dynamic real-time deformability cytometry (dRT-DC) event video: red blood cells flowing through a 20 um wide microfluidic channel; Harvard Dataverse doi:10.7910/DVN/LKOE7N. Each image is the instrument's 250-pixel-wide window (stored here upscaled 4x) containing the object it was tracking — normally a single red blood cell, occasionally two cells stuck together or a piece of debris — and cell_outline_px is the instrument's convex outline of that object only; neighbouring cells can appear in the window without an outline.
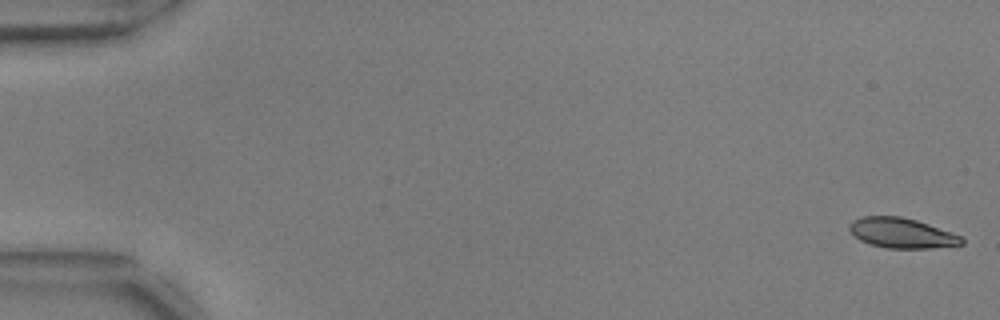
{"species": "common noctule bat (a hibernating species)", "species_latin": "Nyctalus noctula", "temperature_condition": "warm", "stored_images_in_passage": 26, "camera_frame_rate_fps": 3000, "um_per_image_px": 0.085, "animal": {"sex": "male", "body_mass_g": 17.9, "forearm_length_mm": 54.2}, "frame": {"image": 1, "passage_image": 1, "time_ms": 0.0, "image_size_px": [1000, 320], "cell_outline_px": [[964, 244], [928, 248], [888, 248], [872, 244], [860, 240], [848, 228], [848, 224], [852, 220], [864, 216], [900, 216], [916, 220], [928, 224], [960, 236], [964, 240]], "centroid_in_image_um": [76.62, 19.8], "position_along_channel_um": 8.4, "area_um2": 19.36}}
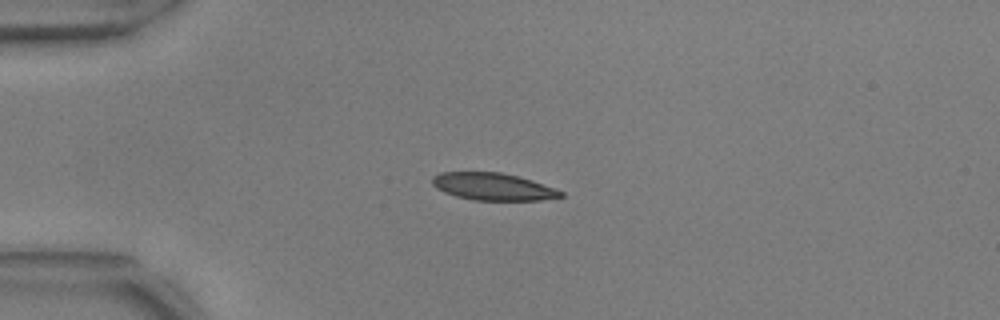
{"frame": {"image": 2, "passage_image": 14, "time_ms": 4.333, "image_size_px": [1000, 320], "cell_outline_px": [[564, 196], [540, 200], [472, 200], [456, 196], [444, 192], [436, 188], [432, 184], [432, 176], [440, 172], [500, 172], [532, 180], [564, 192]], "centroid_in_image_um": [41.87, 15.86], "position_along_channel_um": 43.1, "area_um2": 20.35}}
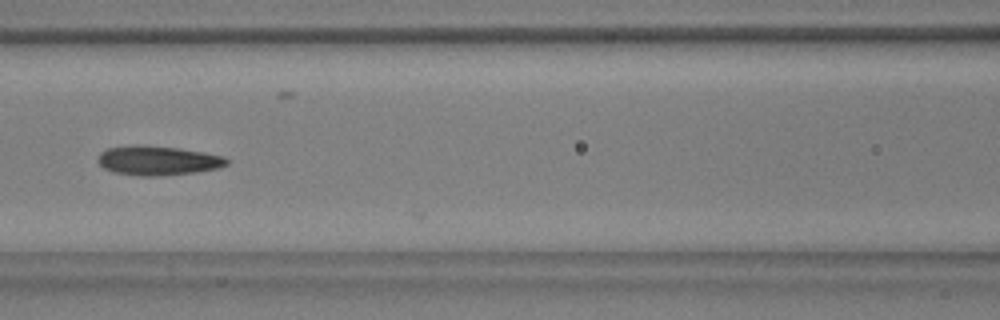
{"frame": {"image": 3, "passage_image": 25, "time_ms": 8.0, "image_size_px": [1000, 320], "cell_outline_px": [[228, 164], [216, 168], [196, 172], [160, 176], [140, 176], [112, 172], [104, 168], [96, 160], [100, 152], [108, 148], [136, 144], [144, 144], [180, 148], [204, 152], [224, 156], [228, 160]], "centroid_in_image_um": [13.38, 13.63], "position_along_channel_um": 153.2, "area_um2": 22.31}}